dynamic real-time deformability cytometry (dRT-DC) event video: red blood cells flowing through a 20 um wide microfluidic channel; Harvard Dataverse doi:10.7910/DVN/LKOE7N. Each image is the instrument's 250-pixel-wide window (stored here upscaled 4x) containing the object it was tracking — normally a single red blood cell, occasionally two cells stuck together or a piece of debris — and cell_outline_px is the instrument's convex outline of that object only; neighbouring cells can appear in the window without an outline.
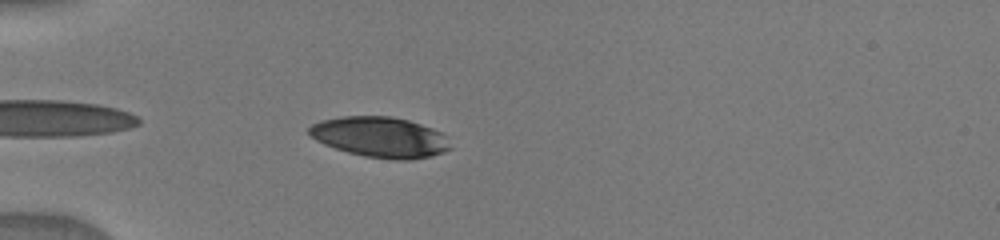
{"species": "human", "species_latin": "Homo sapiens", "temperature_condition": "warm", "stored_images_in_passage": 20, "camera_frame_rate_fps": 3000, "um_per_image_px": 0.085, "donor": {"sex": "male"}, "frame": {"image": 1, "passage_image": 1, "time_ms": 0.0, "image_size_px": [1000, 240], "cell_outline_px": [[452, 148], [444, 152], [432, 156], [408, 160], [396, 160], [364, 156], [348, 152], [324, 144], [316, 140], [308, 132], [308, 128], [312, 124], [320, 120], [340, 116], [392, 116], [408, 120], [432, 128], [448, 136]], "centroid_in_image_um": [32.34, 11.65], "position_along_channel_um": 52.7, "area_um2": 33.52}}
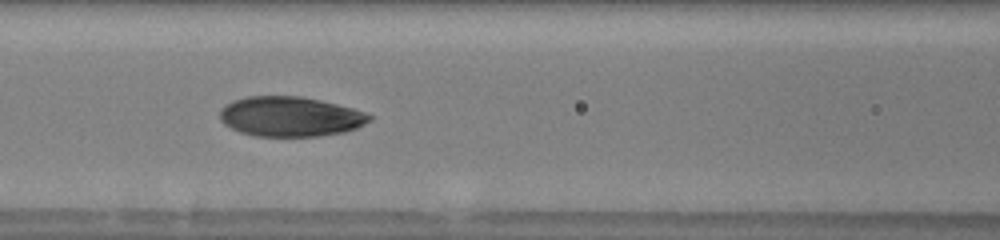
{"frame": {"image": 2, "passage_image": 5, "time_ms": 2.667, "image_size_px": [1000, 240], "cell_outline_px": [[372, 120], [356, 128], [344, 132], [320, 136], [256, 136], [240, 132], [224, 124], [220, 120], [220, 112], [224, 104], [232, 100], [248, 96], [300, 96], [320, 100], [352, 108], [364, 112], [372, 116]], "centroid_in_image_um": [24.65, 9.9], "position_along_channel_um": 141.9, "area_um2": 34.8}}
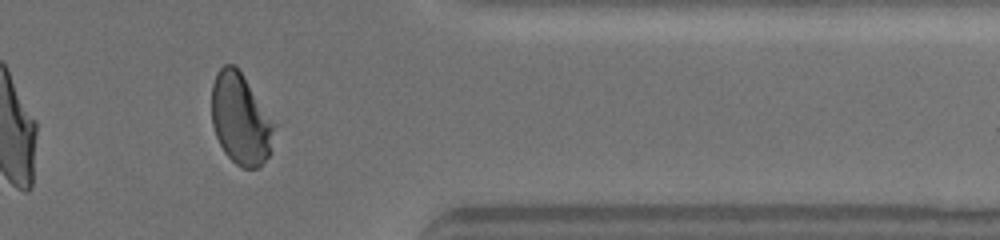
{"frame": {"image": 3, "passage_image": 16, "time_ms": 9.0, "image_size_px": [1000, 240], "cell_outline_px": [[284, 120], [272, 152], [260, 168], [244, 168], [236, 164], [224, 152], [216, 136], [212, 124], [212, 84], [216, 72], [224, 64], [232, 64], [240, 72]], "centroid_in_image_um": [20.66, 10.12], "position_along_channel_um": 390.7, "area_um2": 36.13}}